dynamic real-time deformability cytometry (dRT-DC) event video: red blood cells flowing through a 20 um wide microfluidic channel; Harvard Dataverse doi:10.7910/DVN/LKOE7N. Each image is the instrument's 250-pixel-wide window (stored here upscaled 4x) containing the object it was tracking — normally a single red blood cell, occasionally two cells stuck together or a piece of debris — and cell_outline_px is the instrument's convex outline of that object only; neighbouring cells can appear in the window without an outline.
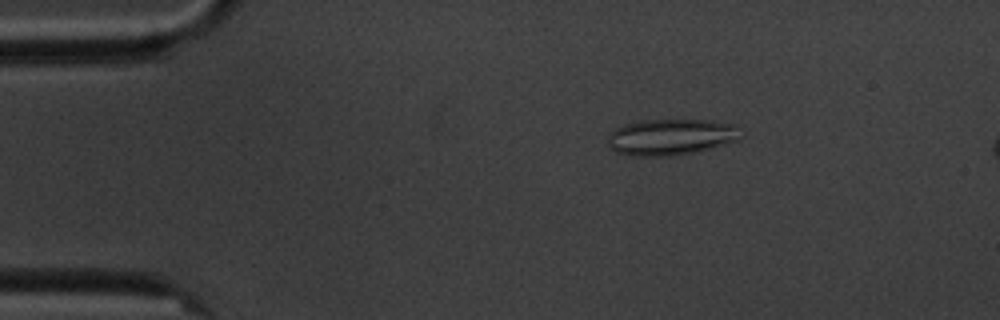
{"species": "common noctule bat (a hibernating species)", "species_latin": "Nyctalus noctula", "temperature_condition": "cold", "stored_images_in_passage": 6, "camera_frame_rate_fps": 3000, "um_per_image_px": 0.085, "animal": {"sex": "male", "body_mass_g": 20.1, "forearm_length_mm": 53.5}, "frame": {"image": 1, "passage_image": 3, "time_ms": 2.333, "image_size_px": [1000, 320], "cell_outline_px": [[744, 136], [740, 140], [692, 152], [668, 156], [628, 156], [616, 152], [608, 144], [608, 136], [616, 128], [624, 124], [636, 120], [708, 120], [736, 124]], "centroid_in_image_um": [57.04, 11.63], "position_along_channel_um": 28.0, "area_um2": 28.21}}